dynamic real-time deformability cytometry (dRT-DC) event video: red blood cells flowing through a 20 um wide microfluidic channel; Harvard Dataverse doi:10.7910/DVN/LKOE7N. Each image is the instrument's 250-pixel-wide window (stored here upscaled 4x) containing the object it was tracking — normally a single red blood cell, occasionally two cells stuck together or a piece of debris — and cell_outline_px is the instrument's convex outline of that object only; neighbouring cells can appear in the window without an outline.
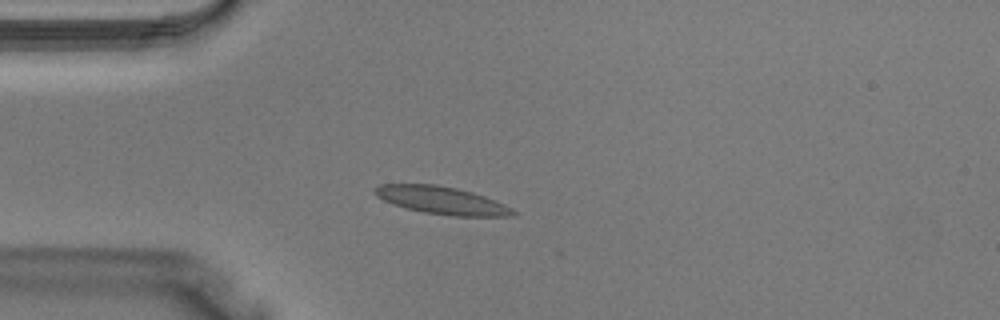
{"species": "Egyptian fruit bat (a non-hibernating species)", "species_latin": "Rousettus aegyptiacus", "temperature_condition": "warm", "stored_images_in_passage": 38, "camera_frame_rate_fps": 3000, "um_per_image_px": 0.085, "animal": {"sex": "male"}, "frame": {"image": 1, "passage_image": 9, "time_ms": 2.667, "image_size_px": [1000, 320], "cell_outline_px": [[516, 212], [512, 216], [452, 216], [424, 212], [408, 208], [384, 200], [376, 196], [372, 192], [372, 188], [380, 184], [436, 184], [456, 188], [472, 192], [484, 196], [504, 204], [512, 208]], "centroid_in_image_um": [37.53, 17.02], "position_along_channel_um": 47.5, "area_um2": 22.08}}
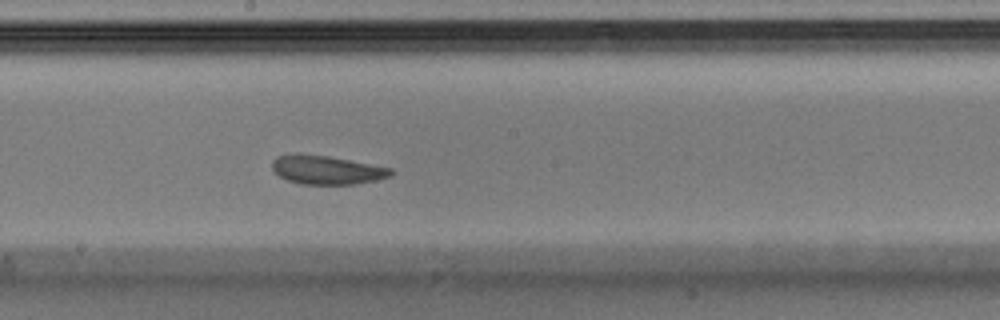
{"frame": {"image": 2, "passage_image": 20, "time_ms": 6.333, "image_size_px": [1000, 320], "cell_outline_px": [[392, 176], [376, 180], [356, 184], [300, 184], [288, 180], [272, 172], [272, 160], [276, 156], [328, 156], [392, 168]], "centroid_in_image_um": [27.8, 14.48], "position_along_channel_um": 220.4, "area_um2": 19.36}}
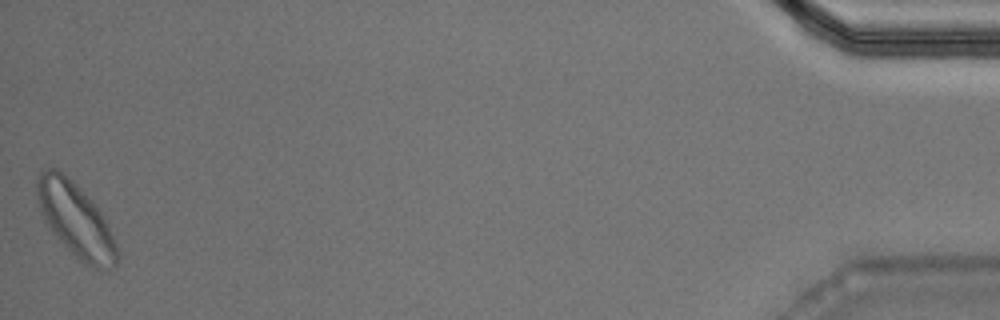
{"frame": {"image": 3, "passage_image": 38, "time_ms": 12.333, "image_size_px": [1000, 320], "cell_outline_px": [[120, 256], [116, 264], [108, 268], [96, 268], [84, 264], [56, 236], [44, 220], [36, 196], [36, 180], [40, 172], [48, 168], [56, 168], [92, 200], [100, 212], [120, 252]], "centroid_in_image_um": [6.42, 18.7], "position_along_channel_um": 428.8, "area_um2": 33.64}}